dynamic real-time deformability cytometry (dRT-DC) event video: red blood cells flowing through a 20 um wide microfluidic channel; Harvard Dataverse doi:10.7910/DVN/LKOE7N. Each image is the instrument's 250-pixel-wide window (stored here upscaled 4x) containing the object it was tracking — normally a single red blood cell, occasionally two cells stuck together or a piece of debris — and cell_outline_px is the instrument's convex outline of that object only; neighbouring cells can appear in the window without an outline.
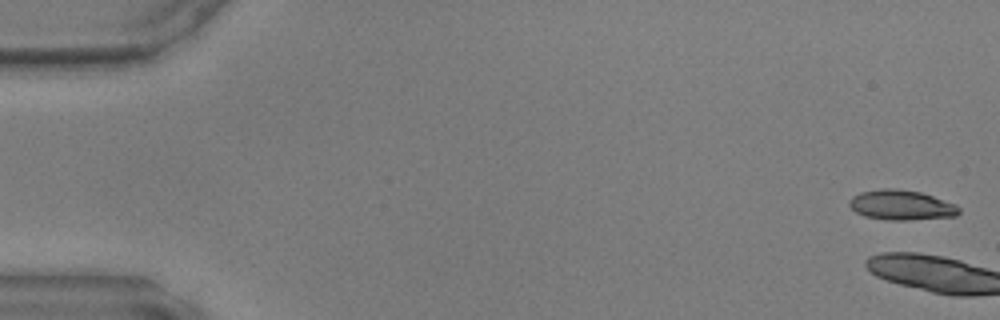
{"species": "common noctule bat (a hibernating species)", "species_latin": "Nyctalus noctula", "temperature_condition": "warm", "stored_images_in_passage": 3, "camera_frame_rate_fps": 3000, "um_per_image_px": 0.085, "animal": {"sex": "male", "body_mass_g": 17.9, "forearm_length_mm": 54.2}, "frame": {"image": 1, "passage_image": 1, "time_ms": 0.0, "image_size_px": [1000, 320], "cell_outline_px": [[960, 212], [956, 216], [908, 220], [888, 220], [864, 216], [856, 212], [848, 204], [848, 200], [852, 196], [860, 192], [880, 188], [896, 188], [920, 192], [956, 204], [960, 208]], "centroid_in_image_um": [76.59, 17.42], "position_along_channel_um": 8.4, "area_um2": 19.25}}